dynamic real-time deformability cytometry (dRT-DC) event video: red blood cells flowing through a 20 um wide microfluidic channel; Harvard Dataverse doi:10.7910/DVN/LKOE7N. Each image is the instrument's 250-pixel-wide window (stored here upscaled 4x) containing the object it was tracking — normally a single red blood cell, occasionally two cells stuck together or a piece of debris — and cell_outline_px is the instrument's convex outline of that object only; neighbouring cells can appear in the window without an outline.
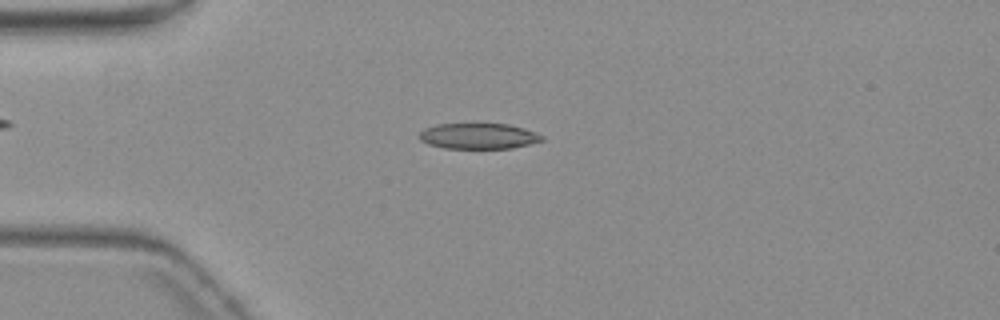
{"species": "common noctule bat (a hibernating species)", "species_latin": "Nyctalus noctula", "temperature_condition": "warm", "stored_images_in_passage": 6, "camera_frame_rate_fps": 3000, "um_per_image_px": 0.085, "animal": {"sex": "female", "body_mass_g": 19.3, "forearm_length_mm": 54.1}, "frame": {"image": 1, "passage_image": 4, "time_ms": 3.667, "image_size_px": [1000, 320], "cell_outline_px": [[544, 140], [512, 148], [444, 148], [428, 144], [420, 140], [420, 132], [424, 128], [436, 124], [508, 124], [524, 128], [544, 136]], "centroid_in_image_um": [40.66, 11.56], "position_along_channel_um": 44.3, "area_um2": 18.26}}
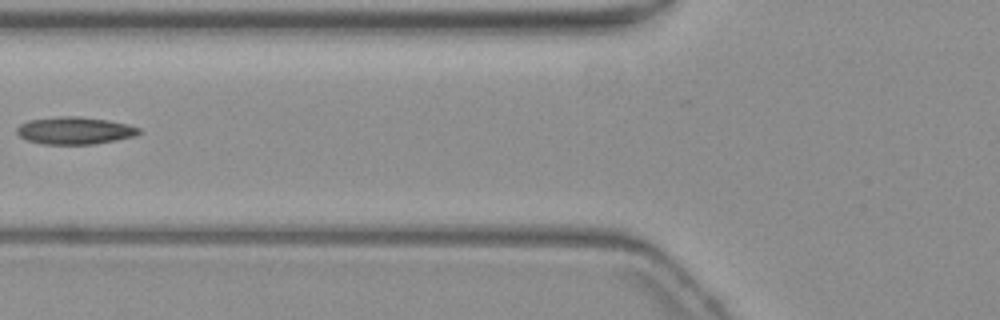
{"frame": {"image": 2, "passage_image": 6, "time_ms": 6.333, "image_size_px": [1000, 320], "cell_outline_px": [[140, 132], [136, 136], [116, 140], [92, 144], [40, 144], [28, 140], [20, 136], [16, 132], [16, 128], [20, 124], [28, 120], [56, 116], [80, 116], [108, 120], [128, 124], [140, 128]], "centroid_in_image_um": [6.34, 11.09], "position_along_channel_um": 119.5, "area_um2": 19.59}}